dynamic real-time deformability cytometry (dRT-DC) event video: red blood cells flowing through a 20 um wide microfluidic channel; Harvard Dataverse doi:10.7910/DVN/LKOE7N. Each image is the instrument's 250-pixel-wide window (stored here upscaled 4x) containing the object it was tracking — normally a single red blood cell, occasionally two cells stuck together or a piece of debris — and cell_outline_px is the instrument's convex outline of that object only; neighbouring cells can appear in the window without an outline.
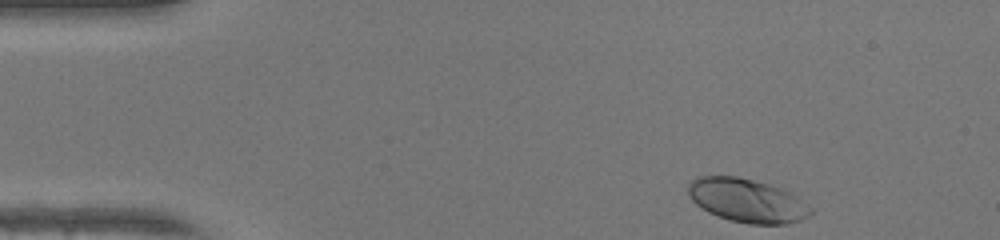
{"species": "human", "species_latin": "Homo sapiens", "temperature_condition": "warm", "stored_images_in_passage": 44, "camera_frame_rate_fps": 3000, "um_per_image_px": 0.085, "donor": {"sex": "female"}, "frame": {"image": 1, "passage_image": 1, "time_ms": 0.0, "image_size_px": [1000, 240], "cell_outline_px": [[812, 212], [808, 216], [800, 220], [788, 224], [748, 224], [732, 220], [708, 212], [696, 204], [688, 196], [688, 184], [692, 180], [700, 176], [736, 176], [768, 184], [780, 188], [796, 196], [812, 208]], "centroid_in_image_um": [63.49, 17.05], "position_along_channel_um": 21.5, "area_um2": 30.87}}
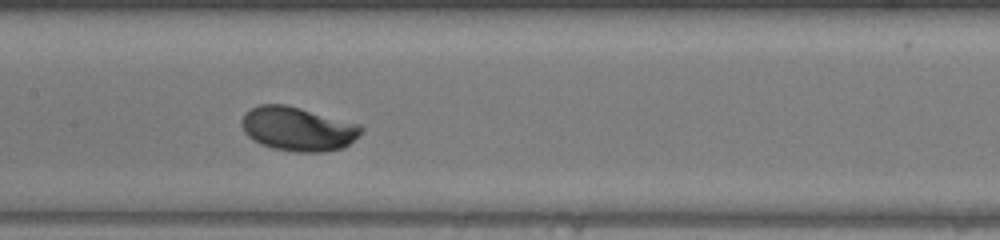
{"frame": {"image": 2, "passage_image": 19, "time_ms": 6.0, "image_size_px": [1000, 240], "cell_outline_px": [[364, 128], [344, 148], [324, 152], [296, 152], [272, 148], [260, 144], [252, 140], [244, 132], [240, 124], [240, 120], [244, 112], [260, 104], [284, 104], [300, 108], [360, 124]], "centroid_in_image_um": [25.27, 10.96], "position_along_channel_um": 182.1, "area_um2": 30.75}}
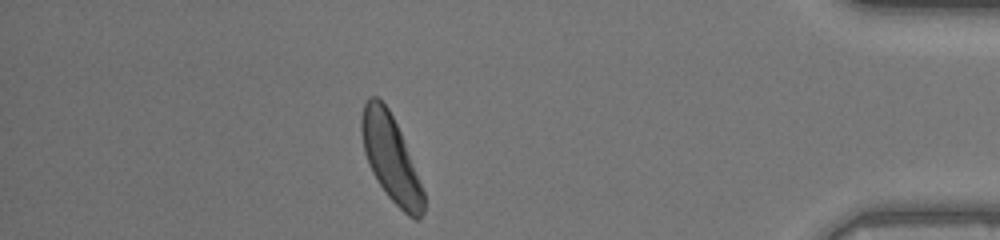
{"frame": {"image": 3, "passage_image": 38, "time_ms": 12.333, "image_size_px": [1000, 240], "cell_outline_px": [[424, 212], [416, 220], [408, 216], [388, 196], [376, 180], [368, 164], [364, 152], [360, 132], [360, 120], [364, 104], [368, 96], [376, 96], [388, 108], [400, 132], [424, 192]], "centroid_in_image_um": [33.18, 13.43], "position_along_channel_um": 402.0, "area_um2": 30.75}, "authors_computed_cell_mechanics": {"area_um2": 30.345, "velocity_mm_per_s": 4.1846, "shape_relaxation_time_tau1_ms": 1.8588, "shape_relaxation_time_tau2_ms": null, "deformation_change_tau1": 0.1319, "deformation_change_tau2": null}}